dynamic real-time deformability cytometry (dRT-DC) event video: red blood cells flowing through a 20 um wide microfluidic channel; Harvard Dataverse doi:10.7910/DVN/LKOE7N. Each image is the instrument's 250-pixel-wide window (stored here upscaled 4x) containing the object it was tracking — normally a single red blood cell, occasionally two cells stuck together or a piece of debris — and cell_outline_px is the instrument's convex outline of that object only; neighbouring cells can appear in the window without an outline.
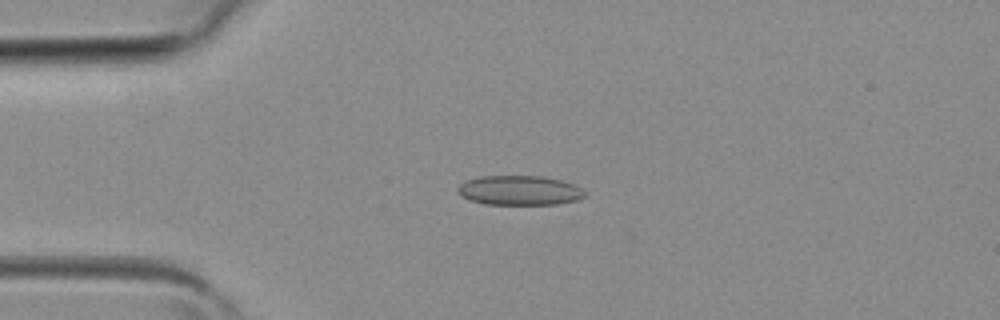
{"species": "common noctule bat (a hibernating species)", "species_latin": "Nyctalus noctula", "temperature_condition": "room temperature", "stored_images_in_passage": 2, "camera_frame_rate_fps": 3000, "um_per_image_px": 0.085, "animal": {"sex": "female", "body_mass_g": 19.3, "forearm_length_mm": 54.1}, "frame": {"image": 1, "passage_image": 1, "time_ms": 0.0, "image_size_px": [1000, 320], "cell_outline_px": [[588, 196], [576, 200], [556, 204], [484, 204], [472, 200], [456, 192], [456, 188], [464, 180], [480, 176], [544, 176], [576, 184], [588, 192]], "centroid_in_image_um": [44.2, 16.17], "position_along_channel_um": 40.8, "area_um2": 22.14}}